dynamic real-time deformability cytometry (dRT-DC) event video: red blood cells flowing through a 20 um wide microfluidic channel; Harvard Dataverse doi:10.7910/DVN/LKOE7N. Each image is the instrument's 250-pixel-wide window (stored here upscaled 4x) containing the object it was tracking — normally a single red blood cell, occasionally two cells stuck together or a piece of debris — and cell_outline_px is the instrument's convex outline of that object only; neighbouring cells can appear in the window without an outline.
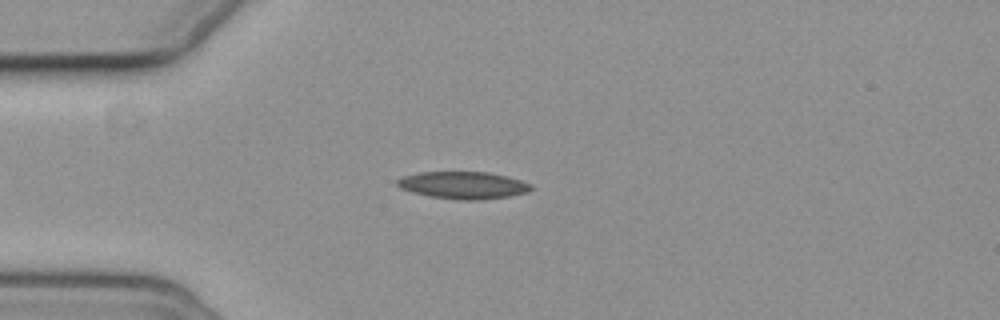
{"species": "common noctule bat (a hibernating species)", "species_latin": "Nyctalus noctula", "temperature_condition": "cold", "stored_images_in_passage": 4, "camera_frame_rate_fps": 3000, "um_per_image_px": 0.085, "animal": {"sex": "female", "body_mass_g": 19.3, "forearm_length_mm": 54.1}, "frame": {"image": 1, "passage_image": 4, "time_ms": 4.333, "image_size_px": [1000, 320], "cell_outline_px": [[532, 188], [528, 192], [508, 196], [476, 200], [468, 200], [432, 196], [412, 192], [400, 188], [396, 184], [396, 180], [404, 176], [420, 172], [488, 172], [508, 176], [532, 184]], "centroid_in_image_um": [39.39, 15.73], "position_along_channel_um": 45.6, "area_um2": 20.98}}